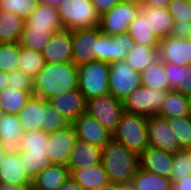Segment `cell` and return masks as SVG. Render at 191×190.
I'll return each instance as SVG.
<instances>
[{"label": "cell", "mask_w": 191, "mask_h": 190, "mask_svg": "<svg viewBox=\"0 0 191 190\" xmlns=\"http://www.w3.org/2000/svg\"><path fill=\"white\" fill-rule=\"evenodd\" d=\"M141 83L153 90H169L164 62L159 58L141 73Z\"/></svg>", "instance_id": "cell-34"}, {"label": "cell", "mask_w": 191, "mask_h": 190, "mask_svg": "<svg viewBox=\"0 0 191 190\" xmlns=\"http://www.w3.org/2000/svg\"><path fill=\"white\" fill-rule=\"evenodd\" d=\"M157 115L165 119L189 116L187 95H183L177 90H168L165 100L162 103Z\"/></svg>", "instance_id": "cell-31"}, {"label": "cell", "mask_w": 191, "mask_h": 190, "mask_svg": "<svg viewBox=\"0 0 191 190\" xmlns=\"http://www.w3.org/2000/svg\"><path fill=\"white\" fill-rule=\"evenodd\" d=\"M100 16L112 10L122 0H89Z\"/></svg>", "instance_id": "cell-46"}, {"label": "cell", "mask_w": 191, "mask_h": 190, "mask_svg": "<svg viewBox=\"0 0 191 190\" xmlns=\"http://www.w3.org/2000/svg\"><path fill=\"white\" fill-rule=\"evenodd\" d=\"M6 153L4 152V150L1 148L0 146V165L2 164V162L4 161L5 157H6Z\"/></svg>", "instance_id": "cell-54"}, {"label": "cell", "mask_w": 191, "mask_h": 190, "mask_svg": "<svg viewBox=\"0 0 191 190\" xmlns=\"http://www.w3.org/2000/svg\"><path fill=\"white\" fill-rule=\"evenodd\" d=\"M46 62L41 51L21 47L18 69L32 79L43 69Z\"/></svg>", "instance_id": "cell-37"}, {"label": "cell", "mask_w": 191, "mask_h": 190, "mask_svg": "<svg viewBox=\"0 0 191 190\" xmlns=\"http://www.w3.org/2000/svg\"><path fill=\"white\" fill-rule=\"evenodd\" d=\"M139 12L138 2L120 1L112 10L100 16L101 32L109 36L127 33L130 23Z\"/></svg>", "instance_id": "cell-8"}, {"label": "cell", "mask_w": 191, "mask_h": 190, "mask_svg": "<svg viewBox=\"0 0 191 190\" xmlns=\"http://www.w3.org/2000/svg\"><path fill=\"white\" fill-rule=\"evenodd\" d=\"M24 28H46L53 33L64 29L57 9L48 4H38L32 14L26 19Z\"/></svg>", "instance_id": "cell-23"}, {"label": "cell", "mask_w": 191, "mask_h": 190, "mask_svg": "<svg viewBox=\"0 0 191 190\" xmlns=\"http://www.w3.org/2000/svg\"><path fill=\"white\" fill-rule=\"evenodd\" d=\"M31 96V92L6 87L0 92V104L4 113L18 115Z\"/></svg>", "instance_id": "cell-35"}, {"label": "cell", "mask_w": 191, "mask_h": 190, "mask_svg": "<svg viewBox=\"0 0 191 190\" xmlns=\"http://www.w3.org/2000/svg\"><path fill=\"white\" fill-rule=\"evenodd\" d=\"M127 189L128 188H126L125 186L109 182L108 184L102 186L98 190H127Z\"/></svg>", "instance_id": "cell-50"}, {"label": "cell", "mask_w": 191, "mask_h": 190, "mask_svg": "<svg viewBox=\"0 0 191 190\" xmlns=\"http://www.w3.org/2000/svg\"><path fill=\"white\" fill-rule=\"evenodd\" d=\"M171 190H191V175H188L181 181L173 182Z\"/></svg>", "instance_id": "cell-47"}, {"label": "cell", "mask_w": 191, "mask_h": 190, "mask_svg": "<svg viewBox=\"0 0 191 190\" xmlns=\"http://www.w3.org/2000/svg\"><path fill=\"white\" fill-rule=\"evenodd\" d=\"M171 0H140V5H147L150 7L166 8Z\"/></svg>", "instance_id": "cell-48"}, {"label": "cell", "mask_w": 191, "mask_h": 190, "mask_svg": "<svg viewBox=\"0 0 191 190\" xmlns=\"http://www.w3.org/2000/svg\"><path fill=\"white\" fill-rule=\"evenodd\" d=\"M70 177L84 190H98L110 182L102 163L72 170Z\"/></svg>", "instance_id": "cell-24"}, {"label": "cell", "mask_w": 191, "mask_h": 190, "mask_svg": "<svg viewBox=\"0 0 191 190\" xmlns=\"http://www.w3.org/2000/svg\"><path fill=\"white\" fill-rule=\"evenodd\" d=\"M168 90H153L140 85L123 101L124 111L146 117L157 115Z\"/></svg>", "instance_id": "cell-10"}, {"label": "cell", "mask_w": 191, "mask_h": 190, "mask_svg": "<svg viewBox=\"0 0 191 190\" xmlns=\"http://www.w3.org/2000/svg\"><path fill=\"white\" fill-rule=\"evenodd\" d=\"M47 101L71 124L86 112L87 100L78 88L55 95Z\"/></svg>", "instance_id": "cell-16"}, {"label": "cell", "mask_w": 191, "mask_h": 190, "mask_svg": "<svg viewBox=\"0 0 191 190\" xmlns=\"http://www.w3.org/2000/svg\"><path fill=\"white\" fill-rule=\"evenodd\" d=\"M93 43L94 51L92 56L94 60H100L109 64L125 60L135 45V42L127 33L109 36L101 32Z\"/></svg>", "instance_id": "cell-7"}, {"label": "cell", "mask_w": 191, "mask_h": 190, "mask_svg": "<svg viewBox=\"0 0 191 190\" xmlns=\"http://www.w3.org/2000/svg\"><path fill=\"white\" fill-rule=\"evenodd\" d=\"M174 153L148 146L139 155L140 168L171 178Z\"/></svg>", "instance_id": "cell-18"}, {"label": "cell", "mask_w": 191, "mask_h": 190, "mask_svg": "<svg viewBox=\"0 0 191 190\" xmlns=\"http://www.w3.org/2000/svg\"><path fill=\"white\" fill-rule=\"evenodd\" d=\"M38 4V0H0V12L9 11L26 20Z\"/></svg>", "instance_id": "cell-41"}, {"label": "cell", "mask_w": 191, "mask_h": 190, "mask_svg": "<svg viewBox=\"0 0 191 190\" xmlns=\"http://www.w3.org/2000/svg\"><path fill=\"white\" fill-rule=\"evenodd\" d=\"M69 177L67 166L50 164L32 180V185L41 190H57Z\"/></svg>", "instance_id": "cell-27"}, {"label": "cell", "mask_w": 191, "mask_h": 190, "mask_svg": "<svg viewBox=\"0 0 191 190\" xmlns=\"http://www.w3.org/2000/svg\"><path fill=\"white\" fill-rule=\"evenodd\" d=\"M25 190H41V189L36 188L34 185L30 184V185H28V186L25 188Z\"/></svg>", "instance_id": "cell-56"}, {"label": "cell", "mask_w": 191, "mask_h": 190, "mask_svg": "<svg viewBox=\"0 0 191 190\" xmlns=\"http://www.w3.org/2000/svg\"><path fill=\"white\" fill-rule=\"evenodd\" d=\"M24 132L42 130L44 126V99L33 95L18 114Z\"/></svg>", "instance_id": "cell-22"}, {"label": "cell", "mask_w": 191, "mask_h": 190, "mask_svg": "<svg viewBox=\"0 0 191 190\" xmlns=\"http://www.w3.org/2000/svg\"><path fill=\"white\" fill-rule=\"evenodd\" d=\"M8 87L33 94L34 80L19 69L7 72Z\"/></svg>", "instance_id": "cell-43"}, {"label": "cell", "mask_w": 191, "mask_h": 190, "mask_svg": "<svg viewBox=\"0 0 191 190\" xmlns=\"http://www.w3.org/2000/svg\"><path fill=\"white\" fill-rule=\"evenodd\" d=\"M53 34L46 28H23L18 43L21 47L42 52Z\"/></svg>", "instance_id": "cell-36"}, {"label": "cell", "mask_w": 191, "mask_h": 190, "mask_svg": "<svg viewBox=\"0 0 191 190\" xmlns=\"http://www.w3.org/2000/svg\"><path fill=\"white\" fill-rule=\"evenodd\" d=\"M0 190H25V187L19 185H13L10 183H1Z\"/></svg>", "instance_id": "cell-51"}, {"label": "cell", "mask_w": 191, "mask_h": 190, "mask_svg": "<svg viewBox=\"0 0 191 190\" xmlns=\"http://www.w3.org/2000/svg\"><path fill=\"white\" fill-rule=\"evenodd\" d=\"M25 21L9 11L0 12V42H18Z\"/></svg>", "instance_id": "cell-33"}, {"label": "cell", "mask_w": 191, "mask_h": 190, "mask_svg": "<svg viewBox=\"0 0 191 190\" xmlns=\"http://www.w3.org/2000/svg\"><path fill=\"white\" fill-rule=\"evenodd\" d=\"M0 182L25 188L32 184V180L25 173L22 162L19 161L18 153L6 155L0 165Z\"/></svg>", "instance_id": "cell-26"}, {"label": "cell", "mask_w": 191, "mask_h": 190, "mask_svg": "<svg viewBox=\"0 0 191 190\" xmlns=\"http://www.w3.org/2000/svg\"><path fill=\"white\" fill-rule=\"evenodd\" d=\"M78 140L102 148L112 138L93 116L85 112L72 123Z\"/></svg>", "instance_id": "cell-14"}, {"label": "cell", "mask_w": 191, "mask_h": 190, "mask_svg": "<svg viewBox=\"0 0 191 190\" xmlns=\"http://www.w3.org/2000/svg\"><path fill=\"white\" fill-rule=\"evenodd\" d=\"M100 33V26L72 30V62L77 67L94 60L93 42Z\"/></svg>", "instance_id": "cell-17"}, {"label": "cell", "mask_w": 191, "mask_h": 190, "mask_svg": "<svg viewBox=\"0 0 191 190\" xmlns=\"http://www.w3.org/2000/svg\"><path fill=\"white\" fill-rule=\"evenodd\" d=\"M56 9L60 22L66 30L100 25V15L89 0H62Z\"/></svg>", "instance_id": "cell-5"}, {"label": "cell", "mask_w": 191, "mask_h": 190, "mask_svg": "<svg viewBox=\"0 0 191 190\" xmlns=\"http://www.w3.org/2000/svg\"><path fill=\"white\" fill-rule=\"evenodd\" d=\"M71 123L61 115L47 100H44V126L42 131L52 133L70 126Z\"/></svg>", "instance_id": "cell-40"}, {"label": "cell", "mask_w": 191, "mask_h": 190, "mask_svg": "<svg viewBox=\"0 0 191 190\" xmlns=\"http://www.w3.org/2000/svg\"><path fill=\"white\" fill-rule=\"evenodd\" d=\"M57 190H84L74 179L69 177Z\"/></svg>", "instance_id": "cell-49"}, {"label": "cell", "mask_w": 191, "mask_h": 190, "mask_svg": "<svg viewBox=\"0 0 191 190\" xmlns=\"http://www.w3.org/2000/svg\"><path fill=\"white\" fill-rule=\"evenodd\" d=\"M189 122H190V125H191V115H189Z\"/></svg>", "instance_id": "cell-60"}, {"label": "cell", "mask_w": 191, "mask_h": 190, "mask_svg": "<svg viewBox=\"0 0 191 190\" xmlns=\"http://www.w3.org/2000/svg\"><path fill=\"white\" fill-rule=\"evenodd\" d=\"M86 112L113 134L124 112L123 102L108 93L87 100Z\"/></svg>", "instance_id": "cell-9"}, {"label": "cell", "mask_w": 191, "mask_h": 190, "mask_svg": "<svg viewBox=\"0 0 191 190\" xmlns=\"http://www.w3.org/2000/svg\"><path fill=\"white\" fill-rule=\"evenodd\" d=\"M149 145L164 151L176 153L182 149L179 147L176 136L174 135L167 119L158 115H152L147 120Z\"/></svg>", "instance_id": "cell-13"}, {"label": "cell", "mask_w": 191, "mask_h": 190, "mask_svg": "<svg viewBox=\"0 0 191 190\" xmlns=\"http://www.w3.org/2000/svg\"><path fill=\"white\" fill-rule=\"evenodd\" d=\"M21 46L18 42H0V71L18 69Z\"/></svg>", "instance_id": "cell-38"}, {"label": "cell", "mask_w": 191, "mask_h": 190, "mask_svg": "<svg viewBox=\"0 0 191 190\" xmlns=\"http://www.w3.org/2000/svg\"><path fill=\"white\" fill-rule=\"evenodd\" d=\"M102 164L109 181L126 188L140 167L139 155L113 138L102 147Z\"/></svg>", "instance_id": "cell-2"}, {"label": "cell", "mask_w": 191, "mask_h": 190, "mask_svg": "<svg viewBox=\"0 0 191 190\" xmlns=\"http://www.w3.org/2000/svg\"><path fill=\"white\" fill-rule=\"evenodd\" d=\"M147 120L146 116L124 111L112 138L140 155L149 146Z\"/></svg>", "instance_id": "cell-4"}, {"label": "cell", "mask_w": 191, "mask_h": 190, "mask_svg": "<svg viewBox=\"0 0 191 190\" xmlns=\"http://www.w3.org/2000/svg\"><path fill=\"white\" fill-rule=\"evenodd\" d=\"M167 122L177 138L179 147L182 150H187L191 145V125L189 116L172 117L167 119Z\"/></svg>", "instance_id": "cell-39"}, {"label": "cell", "mask_w": 191, "mask_h": 190, "mask_svg": "<svg viewBox=\"0 0 191 190\" xmlns=\"http://www.w3.org/2000/svg\"><path fill=\"white\" fill-rule=\"evenodd\" d=\"M78 140L73 125L48 134L46 154L52 164L67 166L73 147Z\"/></svg>", "instance_id": "cell-12"}, {"label": "cell", "mask_w": 191, "mask_h": 190, "mask_svg": "<svg viewBox=\"0 0 191 190\" xmlns=\"http://www.w3.org/2000/svg\"><path fill=\"white\" fill-rule=\"evenodd\" d=\"M172 181L165 176L138 168L128 190H171Z\"/></svg>", "instance_id": "cell-28"}, {"label": "cell", "mask_w": 191, "mask_h": 190, "mask_svg": "<svg viewBox=\"0 0 191 190\" xmlns=\"http://www.w3.org/2000/svg\"><path fill=\"white\" fill-rule=\"evenodd\" d=\"M72 30L54 33L42 51L46 63L72 62Z\"/></svg>", "instance_id": "cell-19"}, {"label": "cell", "mask_w": 191, "mask_h": 190, "mask_svg": "<svg viewBox=\"0 0 191 190\" xmlns=\"http://www.w3.org/2000/svg\"><path fill=\"white\" fill-rule=\"evenodd\" d=\"M188 175H191L189 151L181 150L179 152L174 153L173 168H172V173L170 178L172 183L181 181Z\"/></svg>", "instance_id": "cell-42"}, {"label": "cell", "mask_w": 191, "mask_h": 190, "mask_svg": "<svg viewBox=\"0 0 191 190\" xmlns=\"http://www.w3.org/2000/svg\"><path fill=\"white\" fill-rule=\"evenodd\" d=\"M62 0H38L39 4H48L52 7L57 8Z\"/></svg>", "instance_id": "cell-53"}, {"label": "cell", "mask_w": 191, "mask_h": 190, "mask_svg": "<svg viewBox=\"0 0 191 190\" xmlns=\"http://www.w3.org/2000/svg\"><path fill=\"white\" fill-rule=\"evenodd\" d=\"M191 33V22H174L170 35L174 38H188Z\"/></svg>", "instance_id": "cell-45"}, {"label": "cell", "mask_w": 191, "mask_h": 190, "mask_svg": "<svg viewBox=\"0 0 191 190\" xmlns=\"http://www.w3.org/2000/svg\"><path fill=\"white\" fill-rule=\"evenodd\" d=\"M164 69L168 79L169 90H177L183 95L191 93V64L179 66L177 64L164 63Z\"/></svg>", "instance_id": "cell-29"}, {"label": "cell", "mask_w": 191, "mask_h": 190, "mask_svg": "<svg viewBox=\"0 0 191 190\" xmlns=\"http://www.w3.org/2000/svg\"><path fill=\"white\" fill-rule=\"evenodd\" d=\"M140 12L144 14L159 40L165 39L170 35L174 20L166 8L140 5Z\"/></svg>", "instance_id": "cell-25"}, {"label": "cell", "mask_w": 191, "mask_h": 190, "mask_svg": "<svg viewBox=\"0 0 191 190\" xmlns=\"http://www.w3.org/2000/svg\"><path fill=\"white\" fill-rule=\"evenodd\" d=\"M187 103L189 106V115H191V93L187 95Z\"/></svg>", "instance_id": "cell-55"}, {"label": "cell", "mask_w": 191, "mask_h": 190, "mask_svg": "<svg viewBox=\"0 0 191 190\" xmlns=\"http://www.w3.org/2000/svg\"><path fill=\"white\" fill-rule=\"evenodd\" d=\"M158 58L164 63L188 66L191 64V42L188 38L171 36L160 40Z\"/></svg>", "instance_id": "cell-15"}, {"label": "cell", "mask_w": 191, "mask_h": 190, "mask_svg": "<svg viewBox=\"0 0 191 190\" xmlns=\"http://www.w3.org/2000/svg\"><path fill=\"white\" fill-rule=\"evenodd\" d=\"M24 128L18 115L5 113L0 119V146L4 152L16 154L20 151V140L23 137Z\"/></svg>", "instance_id": "cell-20"}, {"label": "cell", "mask_w": 191, "mask_h": 190, "mask_svg": "<svg viewBox=\"0 0 191 190\" xmlns=\"http://www.w3.org/2000/svg\"><path fill=\"white\" fill-rule=\"evenodd\" d=\"M110 64L100 60L78 66V89L86 100L109 93Z\"/></svg>", "instance_id": "cell-6"}, {"label": "cell", "mask_w": 191, "mask_h": 190, "mask_svg": "<svg viewBox=\"0 0 191 190\" xmlns=\"http://www.w3.org/2000/svg\"><path fill=\"white\" fill-rule=\"evenodd\" d=\"M122 1H136V2H140V0H122Z\"/></svg>", "instance_id": "cell-59"}, {"label": "cell", "mask_w": 191, "mask_h": 190, "mask_svg": "<svg viewBox=\"0 0 191 190\" xmlns=\"http://www.w3.org/2000/svg\"><path fill=\"white\" fill-rule=\"evenodd\" d=\"M190 172H191V152H189Z\"/></svg>", "instance_id": "cell-58"}, {"label": "cell", "mask_w": 191, "mask_h": 190, "mask_svg": "<svg viewBox=\"0 0 191 190\" xmlns=\"http://www.w3.org/2000/svg\"><path fill=\"white\" fill-rule=\"evenodd\" d=\"M5 113H4V110H3V108H2V106H1V104H0V119H1V117L4 115Z\"/></svg>", "instance_id": "cell-57"}, {"label": "cell", "mask_w": 191, "mask_h": 190, "mask_svg": "<svg viewBox=\"0 0 191 190\" xmlns=\"http://www.w3.org/2000/svg\"><path fill=\"white\" fill-rule=\"evenodd\" d=\"M166 9L174 22H191V5L187 0H171Z\"/></svg>", "instance_id": "cell-44"}, {"label": "cell", "mask_w": 191, "mask_h": 190, "mask_svg": "<svg viewBox=\"0 0 191 190\" xmlns=\"http://www.w3.org/2000/svg\"><path fill=\"white\" fill-rule=\"evenodd\" d=\"M158 59V47L135 44L125 62L135 71L142 73Z\"/></svg>", "instance_id": "cell-32"}, {"label": "cell", "mask_w": 191, "mask_h": 190, "mask_svg": "<svg viewBox=\"0 0 191 190\" xmlns=\"http://www.w3.org/2000/svg\"><path fill=\"white\" fill-rule=\"evenodd\" d=\"M47 141L48 133L42 130L24 132L20 140L18 158L31 180L52 164L46 154Z\"/></svg>", "instance_id": "cell-3"}, {"label": "cell", "mask_w": 191, "mask_h": 190, "mask_svg": "<svg viewBox=\"0 0 191 190\" xmlns=\"http://www.w3.org/2000/svg\"><path fill=\"white\" fill-rule=\"evenodd\" d=\"M127 34L135 44L159 47L160 40L155 36L151 25L141 12L130 23Z\"/></svg>", "instance_id": "cell-30"}, {"label": "cell", "mask_w": 191, "mask_h": 190, "mask_svg": "<svg viewBox=\"0 0 191 190\" xmlns=\"http://www.w3.org/2000/svg\"><path fill=\"white\" fill-rule=\"evenodd\" d=\"M7 79V72L0 71V92L8 87Z\"/></svg>", "instance_id": "cell-52"}, {"label": "cell", "mask_w": 191, "mask_h": 190, "mask_svg": "<svg viewBox=\"0 0 191 190\" xmlns=\"http://www.w3.org/2000/svg\"><path fill=\"white\" fill-rule=\"evenodd\" d=\"M141 84V73L124 60L110 63L108 87L109 93L116 99L123 102Z\"/></svg>", "instance_id": "cell-11"}, {"label": "cell", "mask_w": 191, "mask_h": 190, "mask_svg": "<svg viewBox=\"0 0 191 190\" xmlns=\"http://www.w3.org/2000/svg\"><path fill=\"white\" fill-rule=\"evenodd\" d=\"M33 80V95L48 100L78 88V67L73 62L46 63Z\"/></svg>", "instance_id": "cell-1"}, {"label": "cell", "mask_w": 191, "mask_h": 190, "mask_svg": "<svg viewBox=\"0 0 191 190\" xmlns=\"http://www.w3.org/2000/svg\"><path fill=\"white\" fill-rule=\"evenodd\" d=\"M189 152H191V145H190V147L187 149Z\"/></svg>", "instance_id": "cell-61"}, {"label": "cell", "mask_w": 191, "mask_h": 190, "mask_svg": "<svg viewBox=\"0 0 191 190\" xmlns=\"http://www.w3.org/2000/svg\"><path fill=\"white\" fill-rule=\"evenodd\" d=\"M102 163V148L77 140L70 155L67 168L69 172L83 167Z\"/></svg>", "instance_id": "cell-21"}]
</instances>
